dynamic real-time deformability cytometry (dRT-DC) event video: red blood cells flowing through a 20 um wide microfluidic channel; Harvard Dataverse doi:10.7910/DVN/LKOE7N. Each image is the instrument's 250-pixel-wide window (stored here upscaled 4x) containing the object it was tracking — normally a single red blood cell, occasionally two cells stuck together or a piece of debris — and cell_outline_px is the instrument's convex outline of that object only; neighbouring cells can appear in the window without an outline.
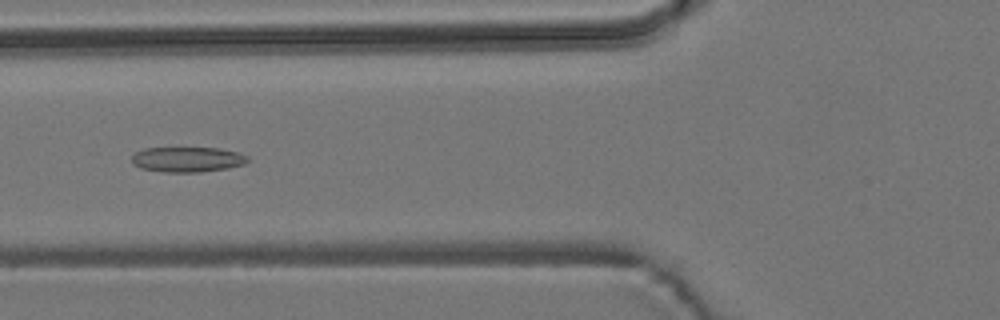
{"species": "common noctule bat (a hibernating species)", "species_latin": "Nyctalus noctula", "temperature_condition": "room temperature", "stored_images_in_passage": 55, "camera_frame_rate_fps": 3000, "um_per_image_px": 0.085, "animal": {"sex": "male", "body_mass_g": 19.2, "forearm_length_mm": 51.8}, "frame": {"image": 1, "passage_image": 21, "time_ms": 6.667, "image_size_px": [1000, 320], "cell_outline_px": [[252, 160], [244, 164], [228, 168], [200, 172], [164, 172], [140, 168], [132, 164], [132, 156], [136, 152], [144, 148], [216, 148], [240, 152], [248, 156]], "centroid_in_image_um": [15.96, 13.55], "position_along_channel_um": 109.8, "area_um2": 17.17}}
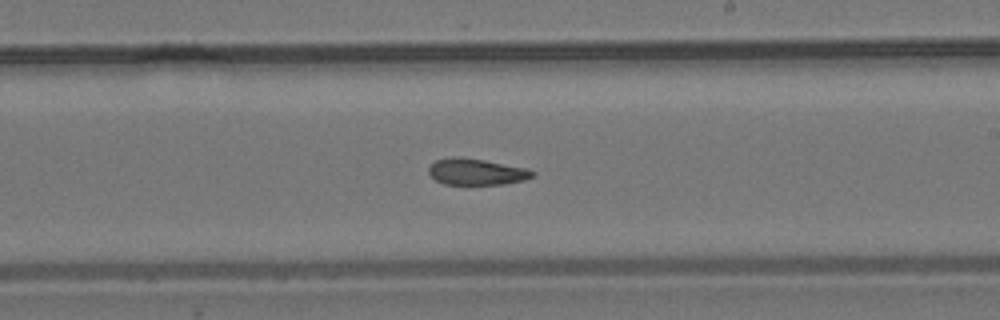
{"frame": {"image": 2, "passage_image": 32, "time_ms": 10.333, "image_size_px": [1000, 320], "cell_outline_px": [[536, 172], [532, 176], [524, 180], [504, 184], [444, 184], [436, 180], [428, 172], [428, 168], [436, 160], [448, 156], [460, 156], [484, 160], [524, 168]], "centroid_in_image_um": [40.45, 14.59], "position_along_channel_um": 248.6, "area_um2": 15.84}}
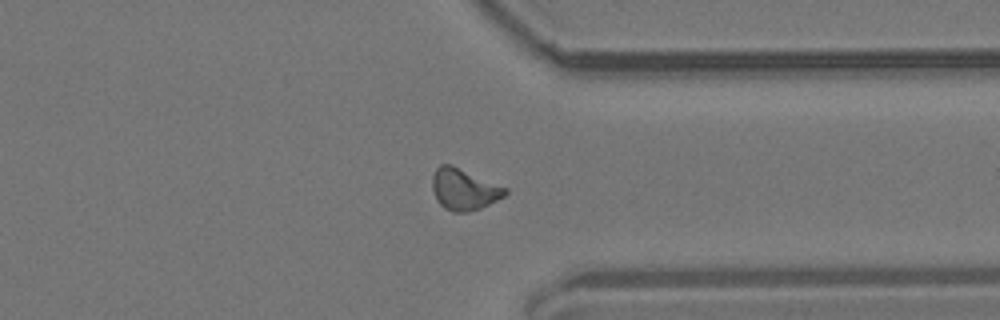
{"frame": {"image": 3, "passage_image": 42, "time_ms": 13.667, "image_size_px": [1000, 320], "cell_outline_px": [[508, 192], [504, 196], [480, 208], [468, 212], [452, 212], [444, 208], [436, 200], [432, 188], [432, 176], [436, 168], [440, 164], [452, 164], [508, 188]], "centroid_in_image_um": [39.42, 16.08], "position_along_channel_um": 372.0, "area_um2": 17.69}, "authors_computed_cell_mechanics": {"area_um2": 16.8776, "velocity_mm_per_s": 3.7781, "shape_relaxation_time_tau1_ms": null, "shape_relaxation_time_tau2_ms": 4.4974, "deformation_change_tau1": null, "deformation_change_tau2": 0.1241}}